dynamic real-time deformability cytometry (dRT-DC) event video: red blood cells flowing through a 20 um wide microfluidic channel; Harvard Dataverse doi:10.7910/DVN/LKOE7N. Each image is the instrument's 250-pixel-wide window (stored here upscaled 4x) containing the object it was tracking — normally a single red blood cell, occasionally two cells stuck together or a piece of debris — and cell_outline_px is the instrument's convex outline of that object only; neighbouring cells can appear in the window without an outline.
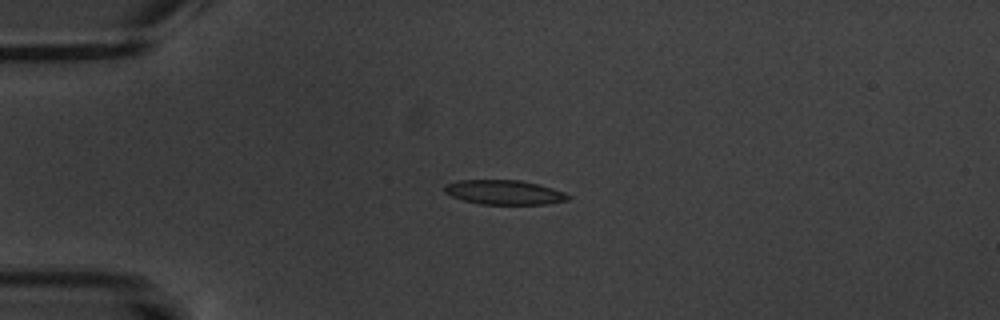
{"species": "common noctule bat (a hibernating species)", "species_latin": "Nyctalus noctula", "temperature_condition": "warm", "stored_images_in_passage": 5, "camera_frame_rate_fps": 3000, "um_per_image_px": 0.085, "animal": {"sex": "male", "body_mass_g": 20.1, "forearm_length_mm": 53.5}, "frame": {"image": 1, "passage_image": 4, "time_ms": 3.667, "image_size_px": [1000, 320], "cell_outline_px": [[572, 196], [568, 200], [548, 204], [480, 204], [464, 200], [452, 196], [444, 192], [444, 184], [460, 180], [520, 180], [552, 188], [564, 192]], "centroid_in_image_um": [42.86, 16.35], "position_along_channel_um": 42.1, "area_um2": 17.57}}